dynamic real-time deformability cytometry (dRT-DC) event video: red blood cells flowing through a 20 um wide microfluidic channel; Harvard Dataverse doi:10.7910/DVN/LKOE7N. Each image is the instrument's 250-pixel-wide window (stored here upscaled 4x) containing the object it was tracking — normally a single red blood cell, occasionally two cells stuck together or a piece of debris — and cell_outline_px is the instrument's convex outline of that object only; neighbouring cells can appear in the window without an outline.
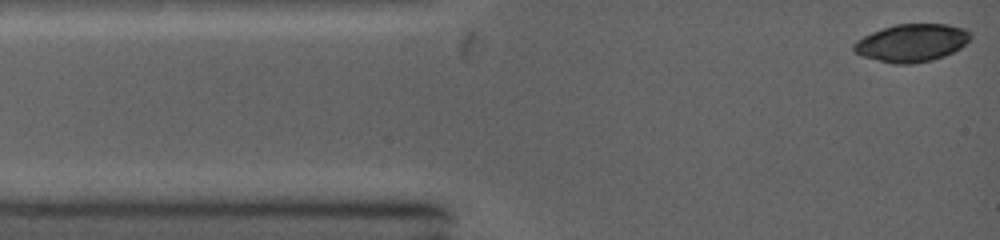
{"species": "common noctule bat (a hibernating species)", "species_latin": "Nyctalus noctula", "temperature_condition": "warm", "stored_images_in_passage": 11, "camera_frame_rate_fps": 5000, "um_per_image_px": 0.085, "animal": {"sex": "female", "body_mass_g": 19.0, "forearm_length_mm": 53.3}, "frame": {"image": 1, "passage_image": 1, "time_ms": 0.0, "image_size_px": [1000, 240], "cell_outline_px": [[972, 36], [960, 48], [944, 56], [932, 60], [908, 64], [900, 64], [880, 60], [864, 56], [856, 52], [852, 48], [852, 44], [856, 40], [872, 32], [896, 24], [944, 24], [960, 28], [968, 32]], "centroid_in_image_um": [77.47, 3.64], "position_along_channel_um": 7.5, "area_um2": 25.09}}
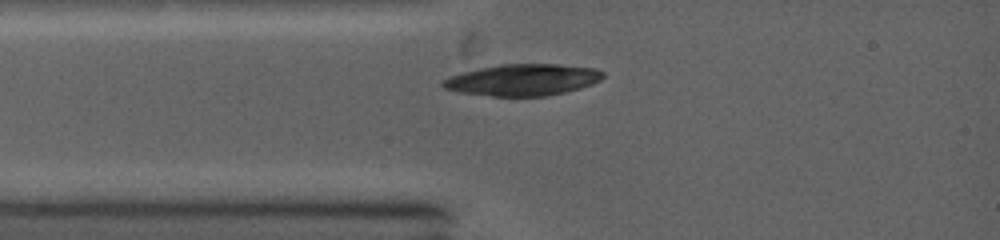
{"frame": {"image": 2, "passage_image": 11, "time_ms": 2.0, "image_size_px": [1000, 240], "cell_outline_px": [[604, 76], [600, 80], [564, 92], [544, 96], [492, 96], [460, 92], [444, 88], [440, 84], [444, 80], [452, 76], [464, 72], [480, 68], [500, 64], [556, 64], [596, 68], [604, 72]], "centroid_in_image_um": [44.43, 6.78], "position_along_channel_um": 40.6, "area_um2": 28.96}}